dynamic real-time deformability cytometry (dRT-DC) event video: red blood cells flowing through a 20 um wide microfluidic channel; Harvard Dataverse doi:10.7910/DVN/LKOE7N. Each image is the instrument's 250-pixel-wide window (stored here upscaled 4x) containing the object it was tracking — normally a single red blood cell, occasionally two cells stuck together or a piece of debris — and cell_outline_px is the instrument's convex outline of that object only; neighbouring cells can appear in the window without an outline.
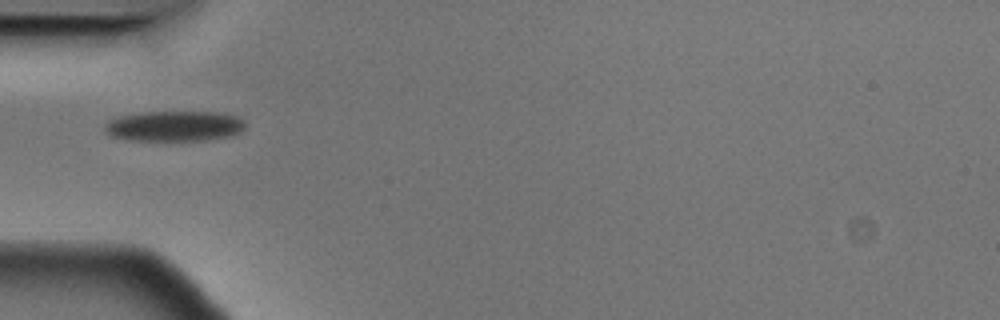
{"species": "Egyptian fruit bat (a non-hibernating species)", "species_latin": "Rousettus aegyptiacus", "temperature_condition": "cold", "stored_images_in_passage": 5, "camera_frame_rate_fps": 3000, "um_per_image_px": 0.085, "animal": {"sex": "male"}, "frame": {"image": 1, "passage_image": 1, "time_ms": 0.0, "image_size_px": [1000, 320], "cell_outline_px": [[244, 128], [240, 132], [232, 136], [204, 140], [128, 140], [108, 136], [104, 132], [104, 124], [108, 120], [120, 116], [140, 112], [224, 112], [236, 116], [244, 120]], "centroid_in_image_um": [14.79, 10.71], "position_along_channel_um": 70.2, "area_um2": 25.2}}